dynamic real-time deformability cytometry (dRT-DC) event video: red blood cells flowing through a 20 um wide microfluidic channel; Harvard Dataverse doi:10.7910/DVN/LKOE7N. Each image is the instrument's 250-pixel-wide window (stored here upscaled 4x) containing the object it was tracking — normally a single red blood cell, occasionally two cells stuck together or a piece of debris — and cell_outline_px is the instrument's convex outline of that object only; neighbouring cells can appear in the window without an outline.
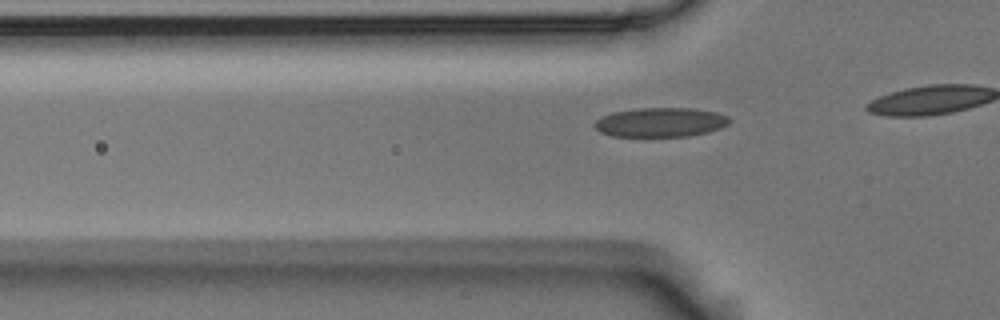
{"species": "Egyptian fruit bat (a non-hibernating species)", "species_latin": "Rousettus aegyptiacus", "temperature_condition": "room temperature", "stored_images_in_passage": 13, "camera_frame_rate_fps": 3000, "um_per_image_px": 0.085, "animal": {"sex": "male"}, "frame": {"image": 1, "passage_image": 8, "time_ms": 2.333, "image_size_px": [1000, 320], "cell_outline_px": [[732, 120], [728, 124], [720, 128], [708, 132], [688, 136], [612, 136], [600, 132], [592, 124], [600, 116], [612, 112], [636, 108], [696, 108], [716, 112], [728, 116]], "centroid_in_image_um": [56.14, 10.38], "position_along_channel_um": 69.7, "area_um2": 23.24}}